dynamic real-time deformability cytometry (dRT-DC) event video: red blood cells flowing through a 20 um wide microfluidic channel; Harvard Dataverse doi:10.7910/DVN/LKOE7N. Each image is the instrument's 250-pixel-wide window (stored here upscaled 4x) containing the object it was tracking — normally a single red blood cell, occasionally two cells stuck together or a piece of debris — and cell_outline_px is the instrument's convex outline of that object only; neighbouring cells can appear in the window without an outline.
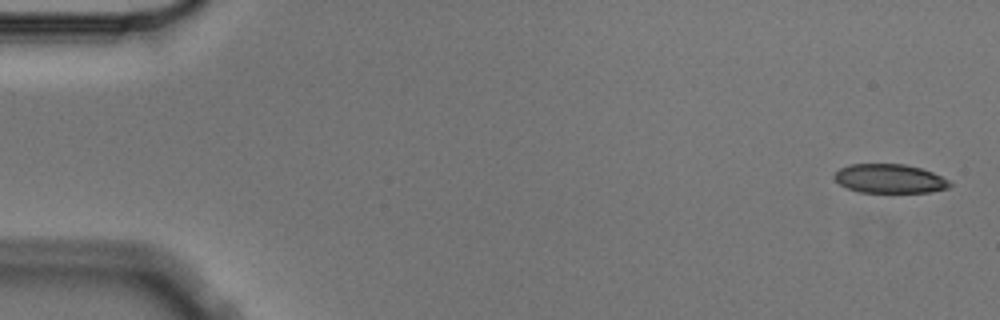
{"species": "Egyptian fruit bat (a non-hibernating species)", "species_latin": "Rousettus aegyptiacus", "temperature_condition": "cold", "stored_images_in_passage": 4, "camera_frame_rate_fps": 3000, "um_per_image_px": 0.085, "animal": {"sex": "male"}, "frame": {"image": 1, "passage_image": 1, "time_ms": 0.0, "image_size_px": [1000, 320], "cell_outline_px": [[952, 184], [948, 188], [928, 192], [860, 192], [848, 188], [840, 184], [832, 176], [840, 168], [852, 164], [904, 164], [920, 168], [932, 172], [948, 180]], "centroid_in_image_um": [75.61, 15.18], "position_along_channel_um": 9.4, "area_um2": 19.31}}
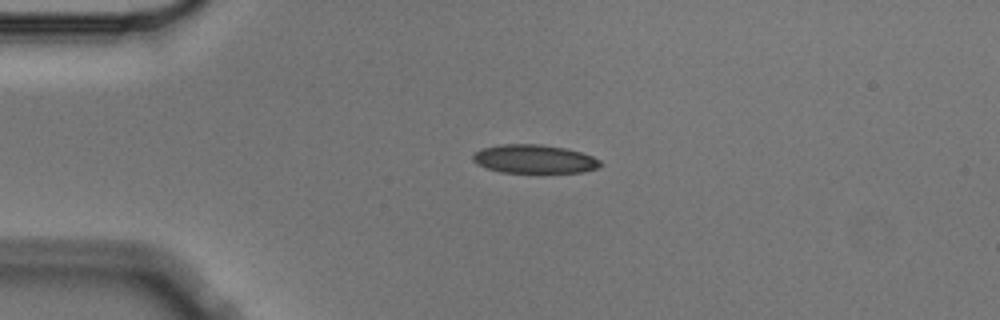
{"frame": {"image": 2, "passage_image": 4, "time_ms": 1.0, "image_size_px": [1000, 320], "cell_outline_px": [[604, 164], [596, 168], [584, 172], [500, 172], [476, 164], [472, 160], [472, 156], [480, 148], [500, 144], [540, 144], [568, 148], [592, 156], [600, 160]], "centroid_in_image_um": [45.41, 13.5], "position_along_channel_um": 39.6, "area_um2": 21.33}}